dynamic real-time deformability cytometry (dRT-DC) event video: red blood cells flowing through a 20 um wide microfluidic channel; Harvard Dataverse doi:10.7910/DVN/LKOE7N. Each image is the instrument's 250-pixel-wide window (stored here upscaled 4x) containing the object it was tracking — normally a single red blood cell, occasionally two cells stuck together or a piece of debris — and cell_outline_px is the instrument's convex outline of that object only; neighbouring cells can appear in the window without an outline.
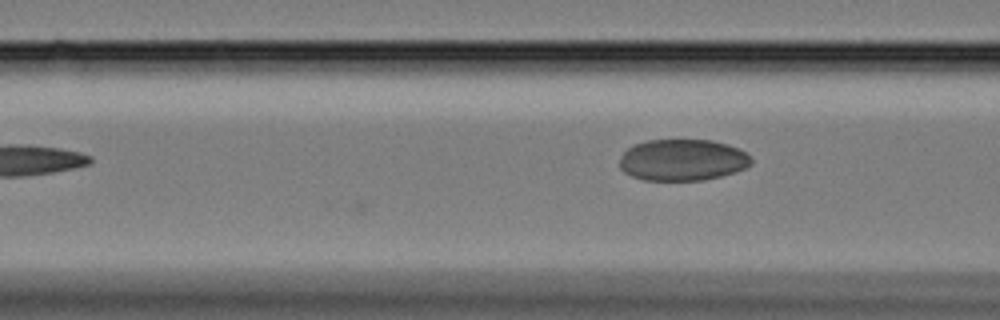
{"species": "Egyptian fruit bat (a non-hibernating species)", "species_latin": "Rousettus aegyptiacus", "temperature_condition": "cold", "stored_images_in_passage": 15, "camera_frame_rate_fps": 3000, "um_per_image_px": 0.085, "animal": {"sex": "female"}, "frame": {"image": 1, "passage_image": 15, "time_ms": 4.667, "image_size_px": [1000, 320], "cell_outline_px": [[752, 164], [736, 172], [704, 180], [644, 180], [632, 176], [624, 172], [620, 168], [620, 160], [624, 152], [632, 144], [648, 140], [712, 140], [728, 144], [740, 148], [752, 160]], "centroid_in_image_um": [58.02, 13.59], "position_along_channel_um": 108.6, "area_um2": 31.91}}